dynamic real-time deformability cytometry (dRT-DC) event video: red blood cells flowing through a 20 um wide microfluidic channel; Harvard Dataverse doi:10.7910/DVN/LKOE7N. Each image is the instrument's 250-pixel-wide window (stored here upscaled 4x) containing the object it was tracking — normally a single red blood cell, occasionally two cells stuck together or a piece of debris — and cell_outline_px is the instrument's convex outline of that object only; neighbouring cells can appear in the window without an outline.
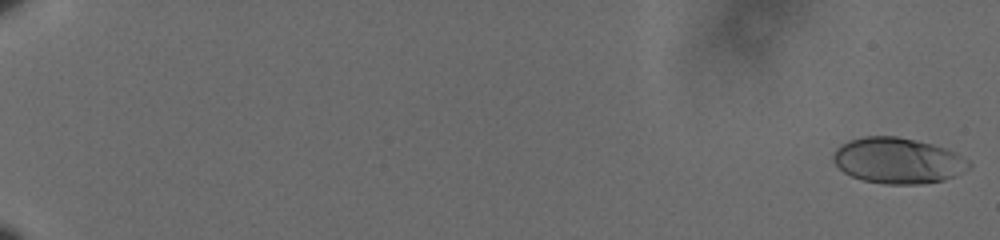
{"species": "human", "species_latin": "Homo sapiens", "temperature_condition": "cold", "stored_images_in_passage": 53, "camera_frame_rate_fps": 3000, "um_per_image_px": 0.085, "donor": {"sex": "male"}, "frame": {"image": 1, "passage_image": 1, "time_ms": 0.0, "image_size_px": [1000, 240], "cell_outline_px": [[972, 164], [968, 168], [944, 180], [920, 184], [884, 184], [864, 180], [852, 176], [844, 172], [836, 164], [832, 156], [836, 148], [840, 144], [848, 140], [864, 136], [896, 136], [916, 140], [932, 144], [956, 152], [968, 160]], "centroid_in_image_um": [76.3, 13.64], "position_along_channel_um": 8.7, "area_um2": 36.07}}
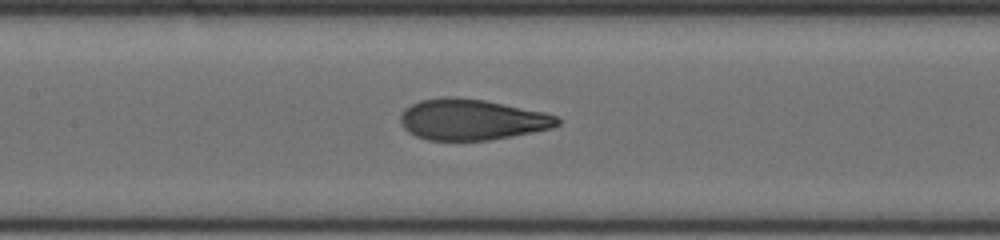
{"frame": {"image": 2, "passage_image": 30, "time_ms": 9.667, "image_size_px": [1000, 240], "cell_outline_px": [[560, 124], [552, 128], [488, 140], [428, 140], [416, 136], [408, 132], [400, 124], [400, 116], [404, 108], [420, 100], [444, 96], [456, 96], [484, 100], [544, 112], [556, 116], [560, 120]], "centroid_in_image_um": [40.06, 10.15], "position_along_channel_um": 167.3, "area_um2": 37.4}}
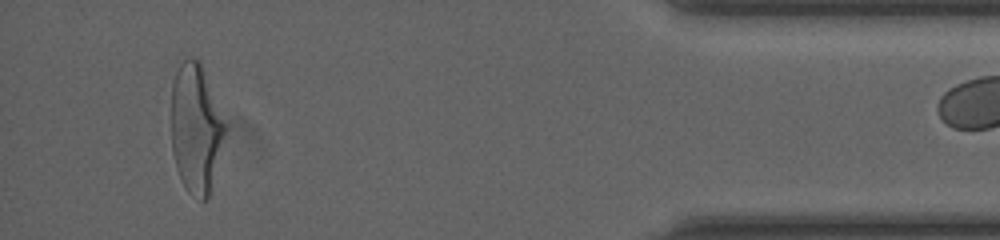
{"frame": {"image": 3, "passage_image": 52, "time_ms": 17.0, "image_size_px": [1000, 240], "cell_outline_px": [[224, 132], [208, 200], [200, 200], [188, 192], [176, 168], [172, 152], [172, 84], [176, 72], [180, 64], [188, 56], [192, 56], [200, 60], [224, 124]], "centroid_in_image_um": [16.6, 10.9], "position_along_channel_um": 418.6, "area_um2": 39.36}}